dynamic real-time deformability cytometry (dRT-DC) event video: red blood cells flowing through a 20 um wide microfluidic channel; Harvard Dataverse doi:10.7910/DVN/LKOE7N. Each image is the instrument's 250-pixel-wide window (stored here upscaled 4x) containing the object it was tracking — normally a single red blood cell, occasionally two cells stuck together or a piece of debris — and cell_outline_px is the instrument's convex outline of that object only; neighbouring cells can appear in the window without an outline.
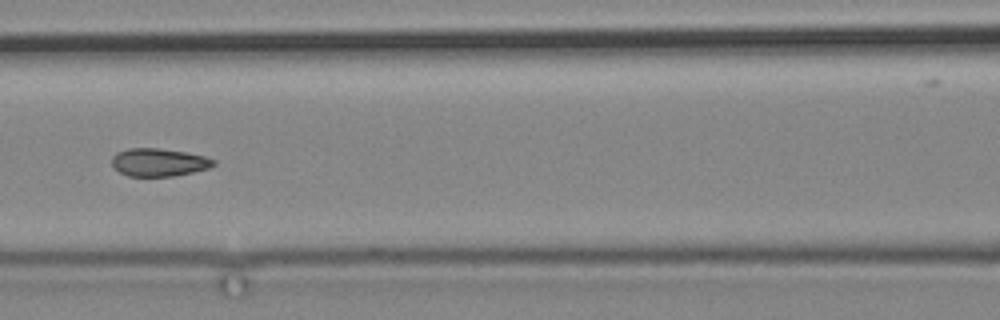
{"species": "common noctule bat (a hibernating species)", "species_latin": "Nyctalus noctula", "temperature_condition": "cold", "stored_images_in_passage": 11, "camera_frame_rate_fps": 3000, "um_per_image_px": 0.085, "animal": {"sex": "male", "body_mass_g": 19.2, "forearm_length_mm": 51.8}, "frame": {"image": 1, "passage_image": 10, "time_ms": 11.333, "image_size_px": [1000, 320], "cell_outline_px": [[216, 164], [208, 168], [192, 172], [172, 176], [128, 176], [120, 172], [112, 164], [112, 156], [116, 152], [128, 148], [156, 148], [184, 152], [204, 156], [216, 160]], "centroid_in_image_um": [13.49, 13.79], "position_along_channel_um": 153.1, "area_um2": 16.42}}